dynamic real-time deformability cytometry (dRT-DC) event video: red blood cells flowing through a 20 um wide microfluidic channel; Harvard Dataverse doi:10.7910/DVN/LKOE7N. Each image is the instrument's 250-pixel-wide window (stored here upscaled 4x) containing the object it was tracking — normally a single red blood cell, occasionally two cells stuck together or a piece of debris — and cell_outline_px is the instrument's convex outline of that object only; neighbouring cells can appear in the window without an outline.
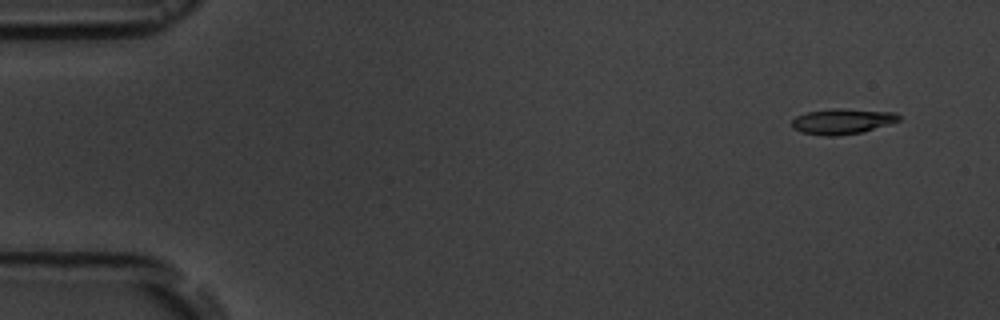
{"species": "common noctule bat (a hibernating species)", "species_latin": "Nyctalus noctula", "temperature_condition": "room temperature", "stored_images_in_passage": 6, "camera_frame_rate_fps": 3000, "um_per_image_px": 0.085, "animal": {"sex": "male", "body_mass_g": 19.5, "forearm_length_mm": 54.6}, "frame": {"image": 1, "passage_image": 1, "time_ms": 0.0, "image_size_px": [1000, 320], "cell_outline_px": [[900, 120], [888, 124], [860, 132], [836, 136], [824, 136], [800, 132], [792, 128], [792, 120], [796, 116], [808, 112], [832, 108], [840, 108], [896, 112], [900, 116]], "centroid_in_image_um": [71.56, 10.31], "position_along_channel_um": 13.4, "area_um2": 15.84}}
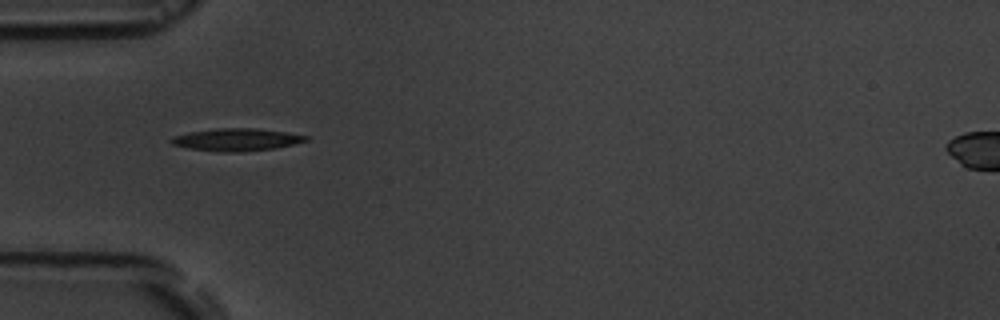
{"frame": {"image": 2, "passage_image": 5, "time_ms": 4.667, "image_size_px": [1000, 320], "cell_outline_px": [[312, 140], [276, 148], [240, 152], [216, 152], [188, 148], [172, 144], [168, 140], [172, 136], [188, 132], [216, 128], [256, 128], [284, 132], [308, 136]], "centroid_in_image_um": [20.09, 11.87], "position_along_channel_um": 64.9, "area_um2": 17.86}}
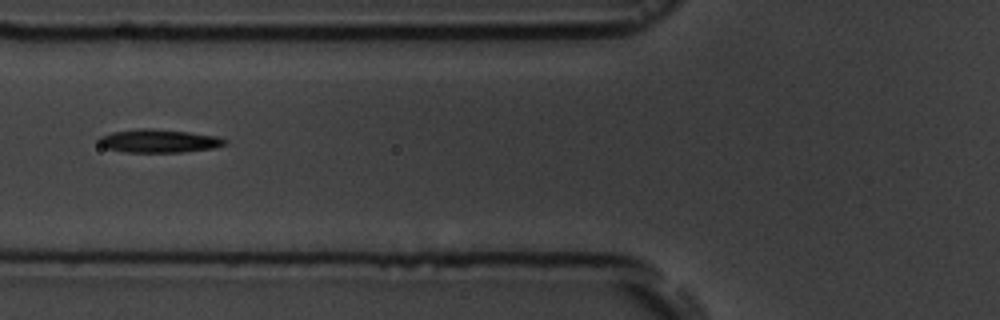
{"frame": {"image": 3, "passage_image": 6, "time_ms": 6.0, "image_size_px": [1000, 320], "cell_outline_px": [[228, 144], [212, 148], [184, 152], [124, 152], [108, 148], [100, 144], [100, 136], [112, 132], [140, 128], [148, 128], [188, 132], [216, 136], [228, 140]], "centroid_in_image_um": [13.54, 11.98], "position_along_channel_um": 112.3, "area_um2": 16.94}}